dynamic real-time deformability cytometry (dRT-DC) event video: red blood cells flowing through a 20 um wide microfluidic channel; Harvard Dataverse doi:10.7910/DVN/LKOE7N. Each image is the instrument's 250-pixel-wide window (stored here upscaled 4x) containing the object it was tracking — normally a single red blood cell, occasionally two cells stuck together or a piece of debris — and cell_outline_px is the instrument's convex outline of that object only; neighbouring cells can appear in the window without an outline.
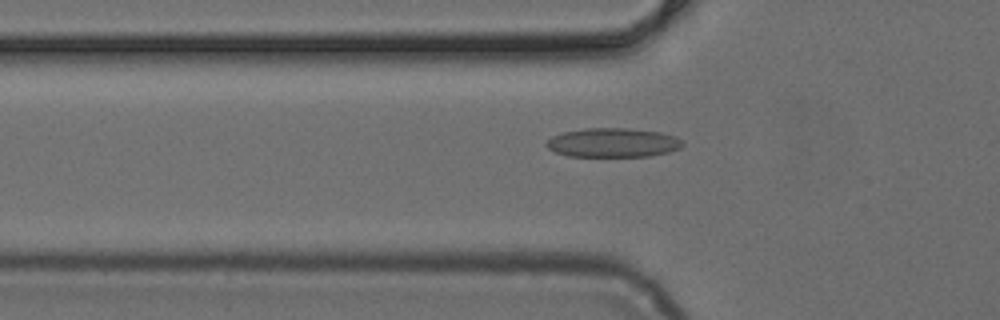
{"species": "common noctule bat (a hibernating species)", "species_latin": "Nyctalus noctula", "temperature_condition": "cold", "stored_images_in_passage": 37, "camera_frame_rate_fps": 3000, "um_per_image_px": 0.085, "animal": {"sex": "female", "body_mass_g": 24.6, "forearm_length_mm": 56.2}, "frame": {"image": 1, "passage_image": 4, "time_ms": 1.0, "image_size_px": [1000, 320], "cell_outline_px": [[684, 144], [680, 148], [668, 152], [652, 156], [568, 156], [556, 152], [548, 148], [544, 144], [552, 136], [564, 132], [584, 128], [624, 128], [660, 132], [676, 136], [684, 140]], "centroid_in_image_um": [52.12, 12.12], "position_along_channel_um": 73.7, "area_um2": 23.18}}
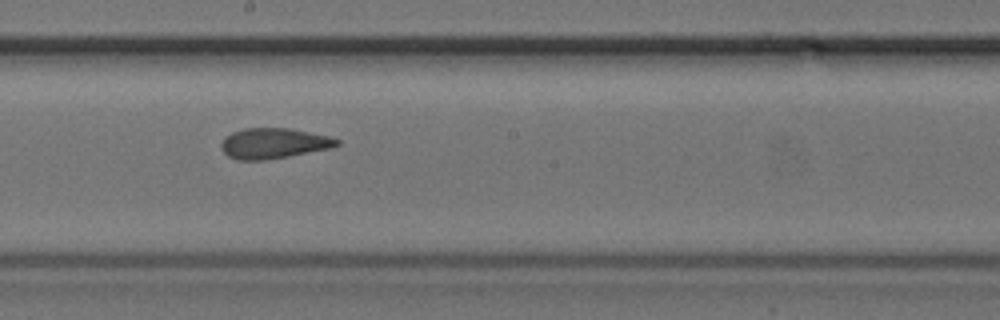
{"frame": {"image": 2, "passage_image": 15, "time_ms": 4.667, "image_size_px": [1000, 320], "cell_outline_px": [[340, 144], [328, 148], [288, 156], [264, 160], [236, 160], [228, 156], [220, 148], [220, 144], [224, 136], [232, 132], [244, 128], [288, 128], [328, 136], [340, 140]], "centroid_in_image_um": [23.18, 12.18], "position_along_channel_um": 225.0, "area_um2": 20.4}}
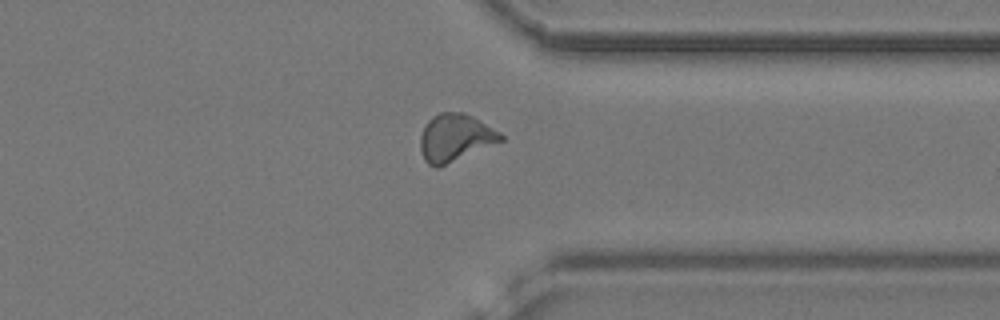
{"frame": {"image": 3, "passage_image": 26, "time_ms": 8.333, "image_size_px": [1000, 320], "cell_outline_px": [[504, 140], [436, 168], [428, 164], [424, 160], [420, 152], [420, 136], [424, 124], [432, 116], [440, 112], [464, 112], [472, 116], [500, 132], [504, 136]], "centroid_in_image_um": [38.65, 11.69], "position_along_channel_um": 372.7, "area_um2": 22.2}}